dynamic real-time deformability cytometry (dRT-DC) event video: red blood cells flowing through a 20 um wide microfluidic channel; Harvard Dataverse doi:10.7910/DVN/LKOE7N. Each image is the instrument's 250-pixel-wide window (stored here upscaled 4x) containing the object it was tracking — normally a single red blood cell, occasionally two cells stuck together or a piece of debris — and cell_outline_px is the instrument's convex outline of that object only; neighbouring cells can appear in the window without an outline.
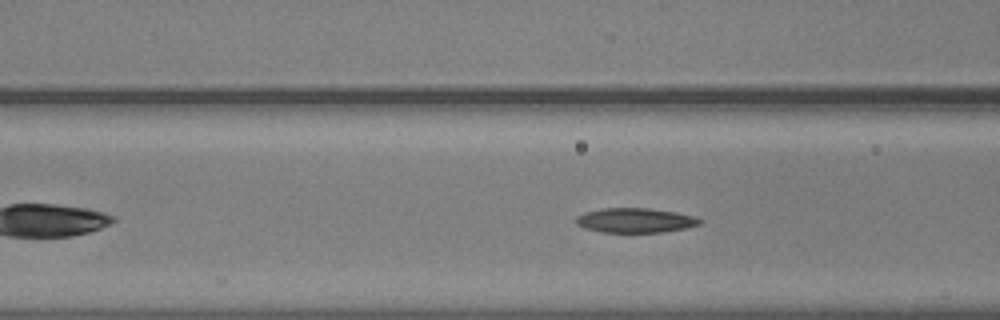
{"species": "common noctule bat (a hibernating species)", "species_latin": "Nyctalus noctula", "temperature_condition": "warm", "stored_images_in_passage": 13, "camera_frame_rate_fps": 3000, "um_per_image_px": 0.085, "animal": {"sex": "male", "body_mass_g": 20.5, "forearm_length_mm": 52.5}, "frame": {"image": 1, "passage_image": 10, "time_ms": 3.0, "image_size_px": [1000, 320], "cell_outline_px": [[704, 220], [700, 224], [684, 228], [664, 232], [600, 232], [584, 228], [576, 224], [576, 216], [584, 212], [600, 208], [648, 208], [676, 212], [696, 216]], "centroid_in_image_um": [53.99, 18.72], "position_along_channel_um": 112.6, "area_um2": 17.92}}